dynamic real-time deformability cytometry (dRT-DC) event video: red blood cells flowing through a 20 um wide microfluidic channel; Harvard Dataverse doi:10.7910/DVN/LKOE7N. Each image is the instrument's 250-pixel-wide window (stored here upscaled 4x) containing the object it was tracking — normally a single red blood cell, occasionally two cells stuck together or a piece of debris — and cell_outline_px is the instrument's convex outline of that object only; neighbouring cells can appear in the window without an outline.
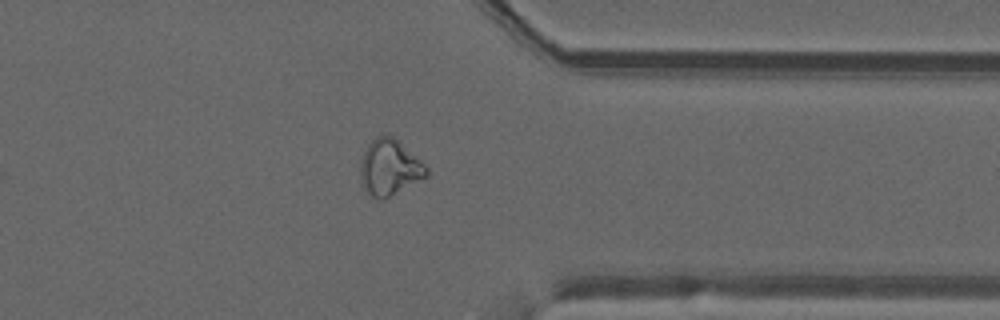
{"species": "common noctule bat (a hibernating species)", "species_latin": "Nyctalus noctula", "temperature_condition": "warm", "stored_images_in_passage": 42, "camera_frame_rate_fps": 3000, "um_per_image_px": 0.085, "animal": {"sex": "male", "forearm_length_mm": 52.5}, "frame": {"image": 1, "passage_image": 36, "time_ms": 11.667, "image_size_px": [1000, 320], "cell_outline_px": [[428, 176], [384, 200], [376, 200], [360, 184], [360, 160], [368, 144], [376, 136], [396, 136], [428, 168]], "centroid_in_image_um": [33.1, 14.25], "position_along_channel_um": 378.3, "area_um2": 21.85}, "authors_computed_cell_mechanics": {"area_um2": 22.0218, "velocity_mm_per_s": 4.0184, "shape_relaxation_time_tau1_ms": null, "shape_relaxation_time_tau2_ms": 2.7575, "deformation_change_tau1": null, "deformation_change_tau2": 0.1183}}